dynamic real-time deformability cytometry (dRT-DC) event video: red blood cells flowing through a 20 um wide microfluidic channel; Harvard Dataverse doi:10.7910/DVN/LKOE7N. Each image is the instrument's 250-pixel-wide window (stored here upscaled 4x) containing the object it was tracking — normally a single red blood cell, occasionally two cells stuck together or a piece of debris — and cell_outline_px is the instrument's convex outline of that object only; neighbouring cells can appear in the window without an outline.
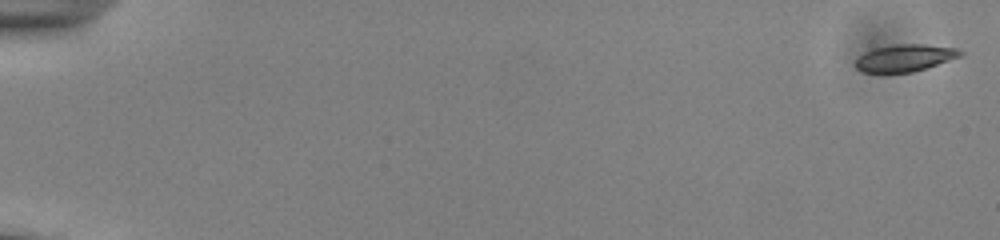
{"species": "common noctule bat (a hibernating species)", "species_latin": "Nyctalus noctula", "temperature_condition": "cold", "stored_images_in_passage": 13, "camera_frame_rate_fps": 3000, "um_per_image_px": 0.085, "animal": {"sex": "male", "body_mass_g": 13.0, "forearm_length_mm": 53.1}, "frame": {"image": 1, "passage_image": 1, "time_ms": 0.0, "image_size_px": [1000, 240], "cell_outline_px": [[964, 52], [960, 56], [912, 72], [864, 72], [856, 68], [852, 64], [860, 56], [876, 48], [896, 44], [924, 44], [956, 48]], "centroid_in_image_um": [76.89, 4.92], "position_along_channel_um": 8.1, "area_um2": 16.13}}